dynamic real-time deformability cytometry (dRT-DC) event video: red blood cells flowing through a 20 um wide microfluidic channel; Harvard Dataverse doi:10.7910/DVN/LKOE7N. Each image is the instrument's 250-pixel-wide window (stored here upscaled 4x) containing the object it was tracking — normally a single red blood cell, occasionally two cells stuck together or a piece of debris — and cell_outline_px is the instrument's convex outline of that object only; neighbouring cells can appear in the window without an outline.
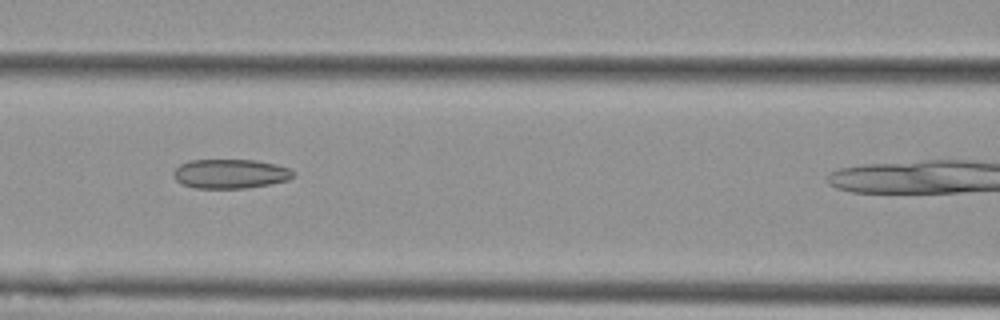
{"species": "Egyptian fruit bat (a non-hibernating species)", "species_latin": "Rousettus aegyptiacus", "temperature_condition": "cold", "stored_images_in_passage": 6, "camera_frame_rate_fps": 3000, "um_per_image_px": 0.085, "animal": {"sex": "female"}, "frame": {"image": 1, "passage_image": 5, "time_ms": 1.333, "image_size_px": [1000, 320], "cell_outline_px": [[296, 176], [288, 180], [268, 184], [244, 188], [196, 188], [184, 184], [176, 180], [172, 172], [180, 164], [188, 160], [256, 160], [276, 164], [288, 168], [296, 172]], "centroid_in_image_um": [19.6, 14.76], "position_along_channel_um": 147.0, "area_um2": 20.46}}